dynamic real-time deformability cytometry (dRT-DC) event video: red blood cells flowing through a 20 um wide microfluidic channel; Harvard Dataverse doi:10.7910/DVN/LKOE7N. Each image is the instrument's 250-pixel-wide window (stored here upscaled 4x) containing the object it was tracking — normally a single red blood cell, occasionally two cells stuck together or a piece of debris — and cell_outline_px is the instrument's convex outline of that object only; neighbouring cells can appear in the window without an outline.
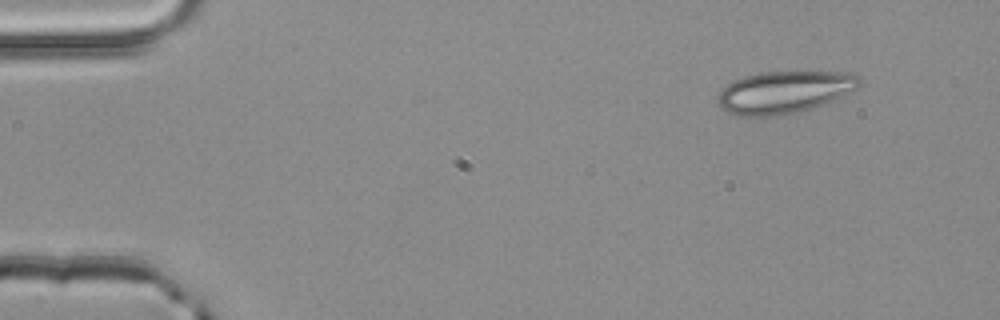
{"species": "common noctule bat (a hibernating species)", "species_latin": "Nyctalus noctula", "temperature_condition": "room temperature", "stored_images_in_passage": 3, "camera_frame_rate_fps": 3000, "um_per_image_px": 0.085, "animal": {"sex": "male", "body_mass_g": 20.4}, "frame": {"image": 1, "passage_image": 1, "time_ms": 0.0, "image_size_px": [1000, 320], "cell_outline_px": [[860, 84], [856, 88], [824, 104], [812, 108], [796, 112], [776, 116], [740, 116], [728, 112], [716, 104], [716, 100], [720, 92], [728, 84], [744, 76], [760, 72], [852, 72], [860, 76]], "centroid_in_image_um": [66.65, 7.83], "position_along_channel_um": 18.4, "area_um2": 34.68}}